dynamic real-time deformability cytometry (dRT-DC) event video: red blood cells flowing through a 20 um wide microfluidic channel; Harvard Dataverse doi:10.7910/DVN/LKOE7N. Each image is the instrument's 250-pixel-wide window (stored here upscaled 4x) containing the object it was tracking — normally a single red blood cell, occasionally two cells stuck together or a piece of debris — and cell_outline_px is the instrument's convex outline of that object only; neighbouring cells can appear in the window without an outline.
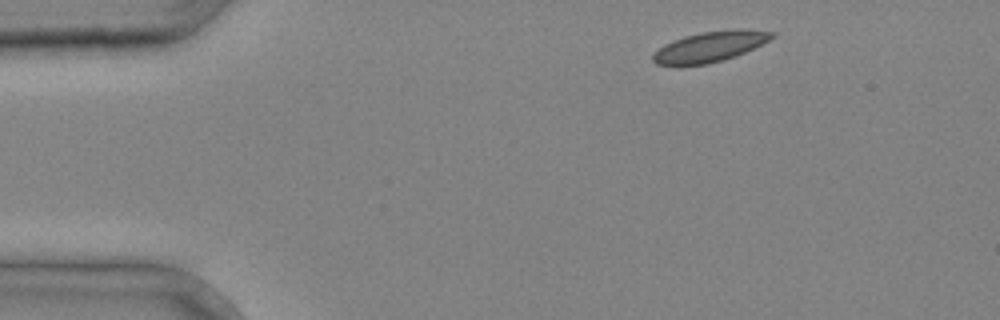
{"species": "common noctule bat (a hibernating species)", "species_latin": "Nyctalus noctula", "temperature_condition": "cold", "stored_images_in_passage": 2, "camera_frame_rate_fps": 3000, "um_per_image_px": 0.085, "animal": {"sex": "male", "body_mass_g": 20.4}, "frame": {"image": 1, "passage_image": 1, "time_ms": 0.0, "image_size_px": [1000, 320], "cell_outline_px": [[776, 36], [744, 52], [708, 64], [656, 64], [652, 60], [652, 56], [664, 44], [684, 36], [704, 32], [736, 28], [740, 28], [776, 32]], "centroid_in_image_um": [60.38, 3.93], "position_along_channel_um": 24.6, "area_um2": 20.52}}